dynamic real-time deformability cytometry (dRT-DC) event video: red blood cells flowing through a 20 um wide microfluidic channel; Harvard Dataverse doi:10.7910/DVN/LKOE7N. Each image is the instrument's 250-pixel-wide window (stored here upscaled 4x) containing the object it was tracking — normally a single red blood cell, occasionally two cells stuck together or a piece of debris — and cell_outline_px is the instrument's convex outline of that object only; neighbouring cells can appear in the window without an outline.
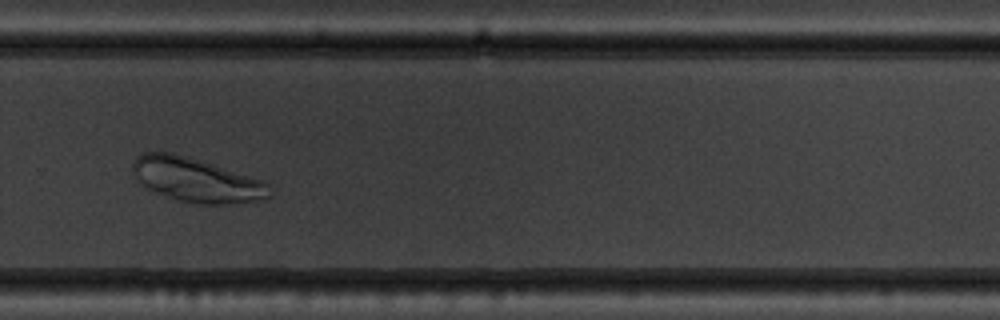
{"species": "common noctule bat (a hibernating species)", "species_latin": "Nyctalus noctula", "temperature_condition": "warm", "stored_images_in_passage": 46, "camera_frame_rate_fps": 3000, "um_per_image_px": 0.085, "animal": {"sex": "male", "body_mass_g": 19.5, "forearm_length_mm": 54.6}, "frame": {"image": 1, "passage_image": 33, "time_ms": 10.667, "image_size_px": [1000, 320], "cell_outline_px": [[268, 196], [264, 200], [220, 204], [192, 204], [176, 200], [156, 192], [140, 184], [132, 172], [132, 164], [136, 156], [144, 152], [172, 152], [188, 156], [264, 180], [268, 184]], "centroid_in_image_um": [16.65, 15.29], "position_along_channel_um": 313.2, "area_um2": 35.32}}